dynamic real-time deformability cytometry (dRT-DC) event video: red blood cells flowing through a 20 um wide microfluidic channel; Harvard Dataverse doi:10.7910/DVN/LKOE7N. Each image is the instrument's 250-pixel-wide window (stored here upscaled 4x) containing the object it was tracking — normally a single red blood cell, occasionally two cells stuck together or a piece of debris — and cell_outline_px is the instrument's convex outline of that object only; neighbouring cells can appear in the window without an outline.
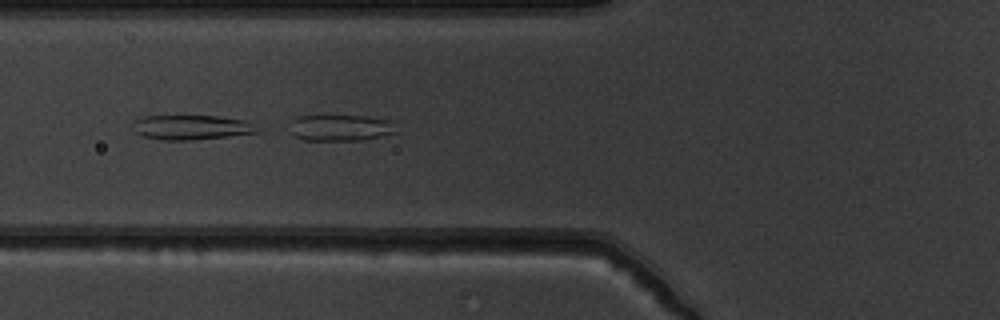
{"species": "common noctule bat (a hibernating species)", "species_latin": "Nyctalus noctula", "temperature_condition": "warm", "stored_images_in_passage": 42, "camera_frame_rate_fps": 3000, "um_per_image_px": 0.085, "animal": {"sex": "male", "body_mass_g": 19.5, "forearm_length_mm": 54.6}, "frame": {"image": 1, "passage_image": 10, "time_ms": 3.0, "image_size_px": [1000, 320], "cell_outline_px": [[396, 132], [380, 136], [360, 140], [304, 140], [296, 136], [292, 132], [292, 120], [296, 116], [368, 116], [384, 120]], "centroid_in_image_um": [28.85, 10.86], "position_along_channel_um": 97.0, "area_um2": 15.61}}
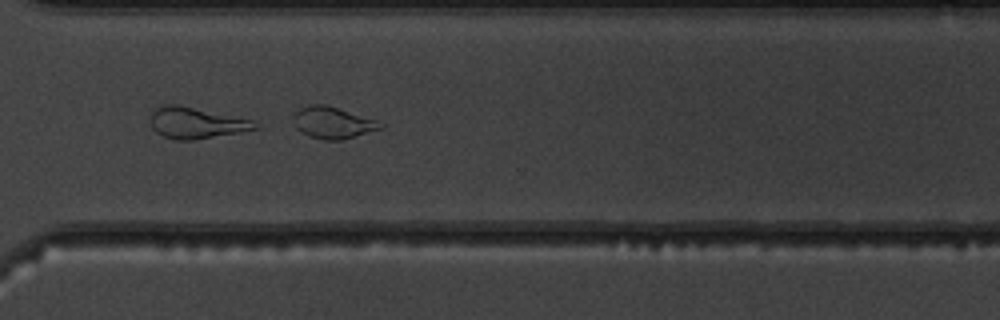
{"frame": {"image": 2, "passage_image": 29, "time_ms": 9.333, "image_size_px": [1000, 320], "cell_outline_px": [[384, 128], [344, 140], [324, 140], [308, 136], [300, 132], [296, 128], [292, 116], [300, 108], [312, 104], [324, 104], [376, 120], [384, 124]], "centroid_in_image_um": [28.28, 10.45], "position_along_channel_um": 342.3, "area_um2": 16.13}, "authors_computed_cell_mechanics": {"area_um2": 17.7735, "velocity_mm_per_s": 3.8685, "shape_relaxation_time_tau1_ms": 0.3154, "shape_relaxation_time_tau2_ms": 1.0702, "deformation_change_tau1": 0.2674, "deformation_change_tau2": 0.0627}}